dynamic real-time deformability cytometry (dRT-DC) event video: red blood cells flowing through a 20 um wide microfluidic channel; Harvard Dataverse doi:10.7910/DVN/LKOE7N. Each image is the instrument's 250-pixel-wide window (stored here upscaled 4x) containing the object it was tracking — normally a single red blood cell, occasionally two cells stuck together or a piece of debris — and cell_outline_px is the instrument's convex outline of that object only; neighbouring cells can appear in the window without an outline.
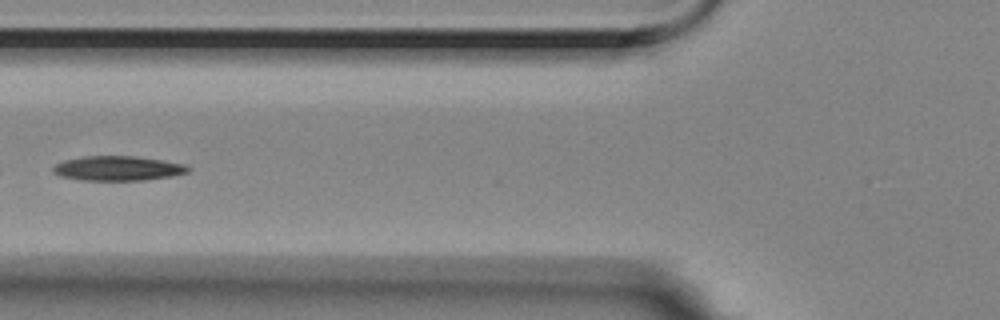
{"species": "Egyptian fruit bat (a non-hibernating species)", "species_latin": "Rousettus aegyptiacus", "temperature_condition": "room temperature", "stored_images_in_passage": 14, "camera_frame_rate_fps": 3000, "um_per_image_px": 0.085, "animal": {"sex": "female"}, "frame": {"image": 1, "passage_image": 5, "time_ms": 1.333, "image_size_px": [1000, 320], "cell_outline_px": [[192, 168], [188, 172], [172, 176], [144, 180], [84, 180], [60, 176], [52, 172], [52, 168], [56, 164], [64, 160], [84, 156], [136, 156], [184, 164]], "centroid_in_image_um": [10.01, 14.31], "position_along_channel_um": 115.8, "area_um2": 19.31}}
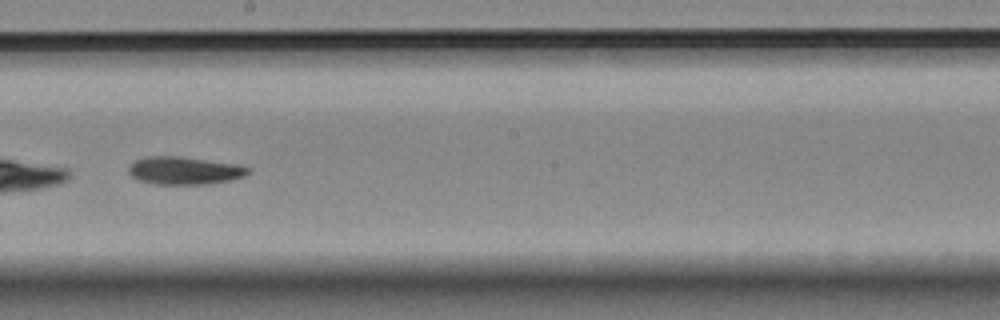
{"frame": {"image": 2, "passage_image": 8, "time_ms": 2.333, "image_size_px": [1000, 320], "cell_outline_px": [[252, 168], [244, 176], [228, 180], [208, 184], [156, 184], [136, 180], [128, 172], [128, 168], [136, 160], [144, 156], [180, 156], [236, 164]], "centroid_in_image_um": [15.64, 14.49], "position_along_channel_um": 232.6, "area_um2": 19.31}}
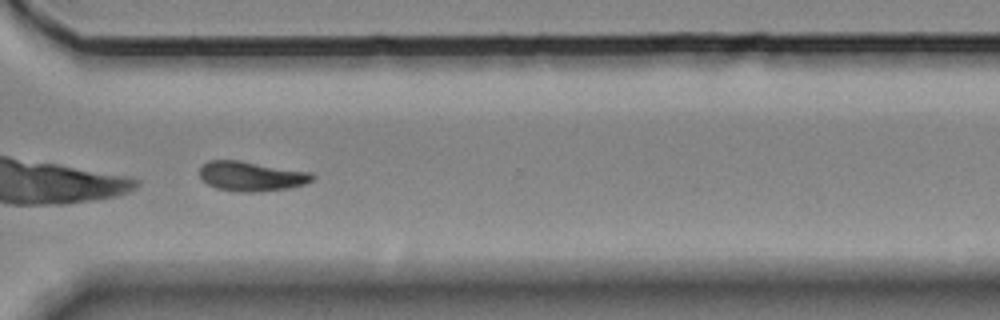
{"frame": {"image": 3, "passage_image": 11, "time_ms": 3.333, "image_size_px": [1000, 320], "cell_outline_px": [[316, 176], [312, 180], [304, 184], [288, 188], [252, 192], [240, 192], [216, 188], [208, 184], [200, 176], [200, 168], [208, 160], [240, 160], [312, 172]], "centroid_in_image_um": [21.38, 14.97], "position_along_channel_um": 349.2, "area_um2": 19.48}}